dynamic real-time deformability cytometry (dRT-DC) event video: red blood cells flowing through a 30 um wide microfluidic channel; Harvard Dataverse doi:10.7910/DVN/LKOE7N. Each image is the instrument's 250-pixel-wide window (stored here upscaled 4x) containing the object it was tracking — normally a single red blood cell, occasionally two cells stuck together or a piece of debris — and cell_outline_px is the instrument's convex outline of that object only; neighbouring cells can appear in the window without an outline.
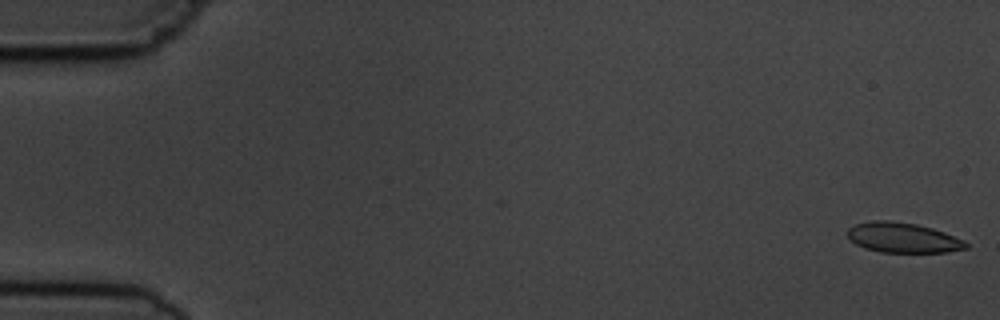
{"species": "common noctule bat (a hibernating species)", "species_latin": "Nyctalus noctula", "temperature_condition": "cold", "stored_images_in_passage": 9, "camera_frame_rate_fps": 3000, "um_per_image_px": 0.085, "animal": {"sex": "male", "body_mass_g": 19.5, "forearm_length_mm": 54.6}, "frame": {"image": 1, "passage_image": 1, "time_ms": 0.0, "image_size_px": [1000, 320], "cell_outline_px": [[968, 248], [948, 252], [880, 252], [864, 248], [856, 244], [848, 236], [848, 228], [856, 224], [872, 220], [888, 220], [916, 224], [932, 228], [944, 232], [964, 240], [968, 244]], "centroid_in_image_um": [76.76, 20.2], "position_along_channel_um": 8.2, "area_um2": 20.69}}
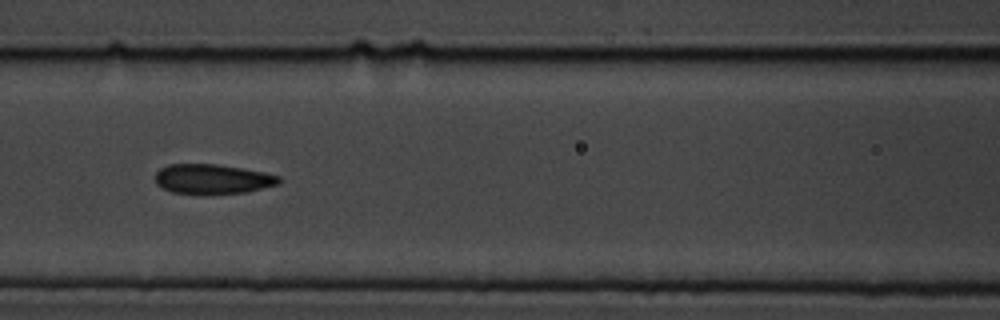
{"frame": {"image": 2, "passage_image": 7, "time_ms": 7.667, "image_size_px": [1000, 320], "cell_outline_px": [[280, 184], [248, 192], [200, 196], [172, 192], [156, 184], [156, 172], [160, 168], [168, 164], [216, 164], [244, 168], [264, 172], [280, 176]], "centroid_in_image_um": [18.07, 15.24], "position_along_channel_um": 148.5, "area_um2": 22.08}}
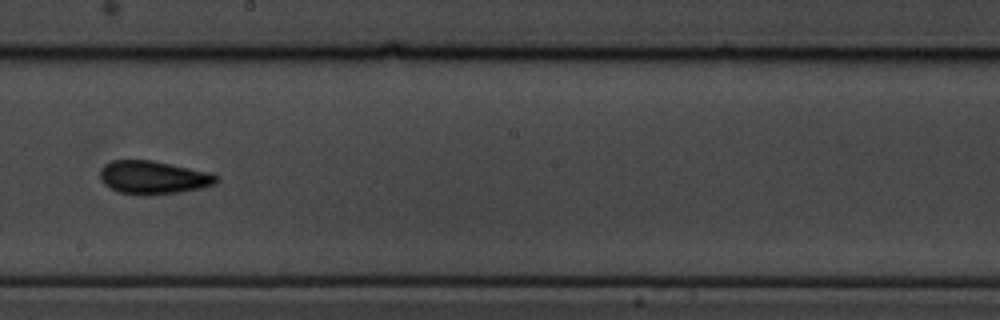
{"frame": {"image": 3, "passage_image": 9, "time_ms": 10.0, "image_size_px": [1000, 320], "cell_outline_px": [[220, 180], [216, 184], [200, 188], [180, 192], [148, 196], [140, 196], [120, 192], [104, 184], [100, 180], [100, 168], [104, 164], [112, 160], [152, 160], [212, 172], [220, 176]], "centroid_in_image_um": [13.07, 15.09], "position_along_channel_um": 235.1, "area_um2": 23.0}}